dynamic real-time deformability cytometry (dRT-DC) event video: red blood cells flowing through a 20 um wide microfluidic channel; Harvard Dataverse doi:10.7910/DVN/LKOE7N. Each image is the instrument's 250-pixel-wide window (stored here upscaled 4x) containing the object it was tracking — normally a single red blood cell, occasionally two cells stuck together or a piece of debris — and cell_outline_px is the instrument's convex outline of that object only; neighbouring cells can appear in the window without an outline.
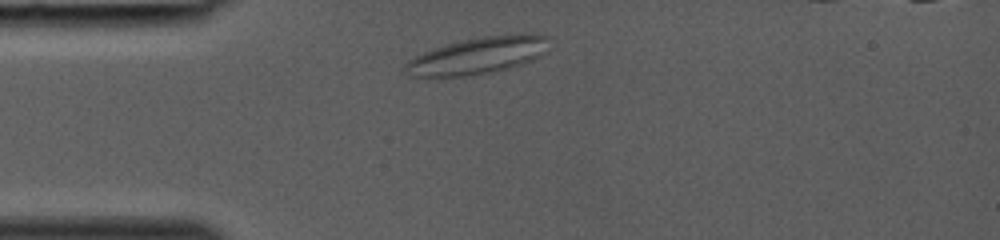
{"species": "common noctule bat (a hibernating species)", "species_latin": "Nyctalus noctula", "temperature_condition": "room temperature", "stored_images_in_passage": 27, "camera_frame_rate_fps": 3000, "um_per_image_px": 0.085, "animal": {"sex": "female", "body_mass_g": 19.0, "forearm_length_mm": 53.3}, "frame": {"image": 1, "passage_image": 1, "time_ms": 0.0, "image_size_px": [1000, 240], "cell_outline_px": [[548, 52], [532, 60], [508, 68], [468, 76], [412, 76], [404, 68], [404, 64], [408, 60], [432, 48], [444, 44], [484, 36], [520, 32], [536, 32], [548, 36]], "centroid_in_image_um": [40.7, 4.68], "position_along_channel_um": 44.3, "area_um2": 31.1}}
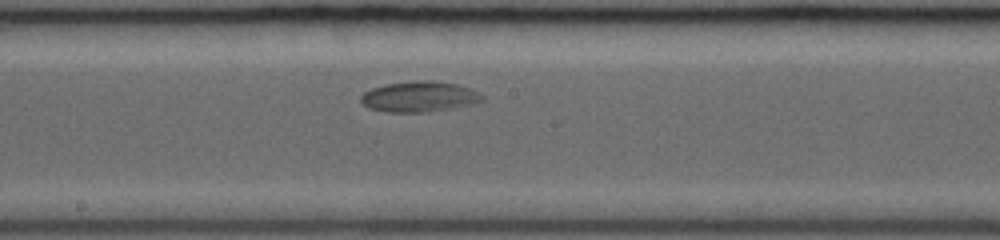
{"frame": {"image": 2, "passage_image": 13, "time_ms": 4.0, "image_size_px": [1000, 240], "cell_outline_px": [[484, 100], [452, 108], [428, 112], [384, 112], [368, 108], [360, 100], [360, 96], [364, 92], [372, 88], [388, 84], [416, 80], [432, 80], [456, 84], [468, 88], [484, 96]], "centroid_in_image_um": [35.59, 8.22], "position_along_channel_um": 212.6, "area_um2": 21.44}}
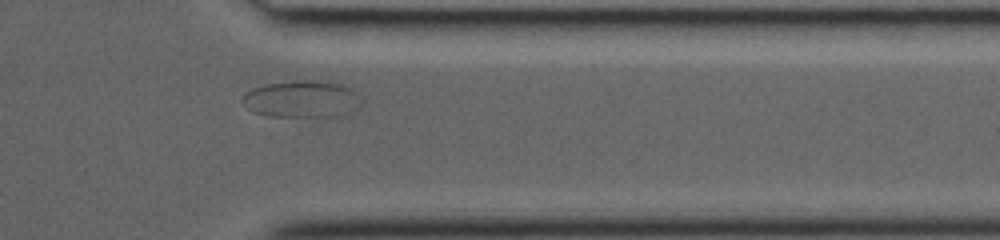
{"frame": {"image": 3, "passage_image": 24, "time_ms": 7.667, "image_size_px": [1000, 240], "cell_outline_px": [[360, 108], [344, 116], [268, 116], [252, 112], [240, 100], [252, 88], [268, 84], [296, 80], [312, 80], [340, 84], [352, 88], [360, 100]], "centroid_in_image_um": [25.68, 8.43], "position_along_channel_um": 385.7, "area_um2": 25.61}}